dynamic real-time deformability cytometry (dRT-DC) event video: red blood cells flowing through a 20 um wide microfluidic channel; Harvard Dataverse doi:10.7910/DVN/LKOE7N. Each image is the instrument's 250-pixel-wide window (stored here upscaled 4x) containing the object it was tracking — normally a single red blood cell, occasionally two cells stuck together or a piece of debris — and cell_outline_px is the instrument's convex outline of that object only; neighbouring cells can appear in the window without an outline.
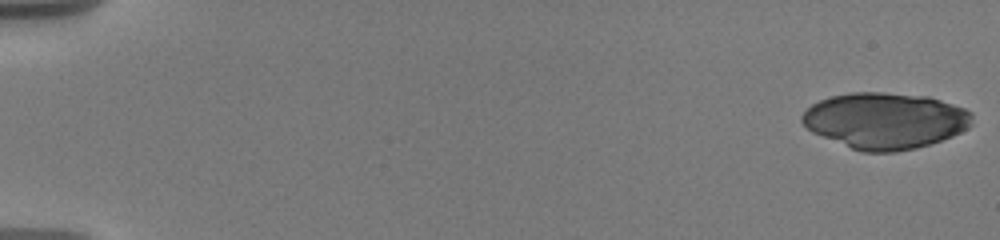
{"species": "human", "species_latin": "Homo sapiens", "temperature_condition": "warm", "stored_images_in_passage": 7, "camera_frame_rate_fps": 3000, "um_per_image_px": 0.085, "donor": {"sex": "male"}, "frame": {"image": 1, "passage_image": 1, "time_ms": 0.0, "image_size_px": [1000, 240], "cell_outline_px": [[972, 124], [968, 128], [952, 136], [916, 148], [896, 152], [860, 152], [812, 132], [800, 120], [800, 116], [812, 104], [820, 100], [832, 96], [848, 92], [884, 92], [928, 96], [964, 108], [972, 112]], "centroid_in_image_um": [75.23, 10.25], "position_along_channel_um": 9.8, "area_um2": 55.72}}
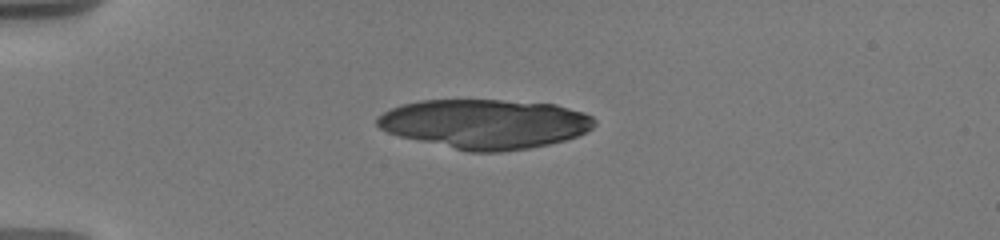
{"frame": {"image": 2, "passage_image": 6, "time_ms": 4.667, "image_size_px": [1000, 240], "cell_outline_px": [[596, 124], [592, 128], [576, 136], [564, 140], [548, 144], [528, 148], [500, 152], [468, 152], [400, 136], [388, 132], [380, 128], [376, 124], [376, 116], [400, 104], [420, 100], [500, 100], [556, 104], [584, 112], [592, 116], [596, 120]], "centroid_in_image_um": [41.21, 10.52], "position_along_channel_um": 43.8, "area_um2": 62.66}}